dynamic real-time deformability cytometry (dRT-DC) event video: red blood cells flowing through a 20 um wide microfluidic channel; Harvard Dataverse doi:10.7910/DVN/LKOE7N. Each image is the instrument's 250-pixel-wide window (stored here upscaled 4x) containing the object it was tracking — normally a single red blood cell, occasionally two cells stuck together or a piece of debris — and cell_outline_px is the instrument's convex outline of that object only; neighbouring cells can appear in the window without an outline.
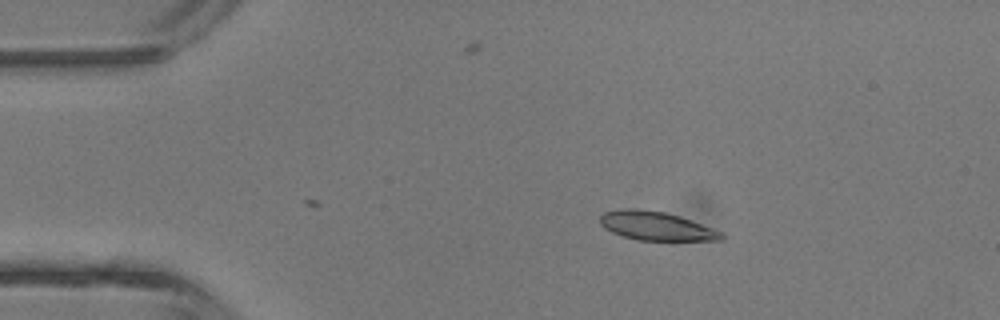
{"species": "common noctule bat (a hibernating species)", "species_latin": "Nyctalus noctula", "temperature_condition": "room temperature", "stored_images_in_passage": 3, "camera_frame_rate_fps": 3000, "um_per_image_px": 0.085, "animal": {"sex": "male", "body_mass_g": 13.3}, "frame": {"image": 1, "passage_image": 3, "time_ms": 2.333, "image_size_px": [1000, 320], "cell_outline_px": [[724, 240], [636, 240], [612, 232], [604, 228], [600, 224], [600, 216], [604, 212], [620, 208], [636, 208], [664, 212], [680, 216], [724, 232]], "centroid_in_image_um": [55.77, 19.2], "position_along_channel_um": 29.2, "area_um2": 20.4}}